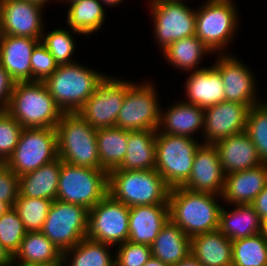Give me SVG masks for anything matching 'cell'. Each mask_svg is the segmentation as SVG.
<instances>
[{
	"label": "cell",
	"mask_w": 267,
	"mask_h": 266,
	"mask_svg": "<svg viewBox=\"0 0 267 266\" xmlns=\"http://www.w3.org/2000/svg\"><path fill=\"white\" fill-rule=\"evenodd\" d=\"M209 192L171 188L168 197L169 220L189 238L219 229L221 205Z\"/></svg>",
	"instance_id": "1"
},
{
	"label": "cell",
	"mask_w": 267,
	"mask_h": 266,
	"mask_svg": "<svg viewBox=\"0 0 267 266\" xmlns=\"http://www.w3.org/2000/svg\"><path fill=\"white\" fill-rule=\"evenodd\" d=\"M23 128H55L63 114L44 82H15L5 110Z\"/></svg>",
	"instance_id": "2"
},
{
	"label": "cell",
	"mask_w": 267,
	"mask_h": 266,
	"mask_svg": "<svg viewBox=\"0 0 267 266\" xmlns=\"http://www.w3.org/2000/svg\"><path fill=\"white\" fill-rule=\"evenodd\" d=\"M170 187L155 169L112 170L108 193L126 206L168 205Z\"/></svg>",
	"instance_id": "3"
},
{
	"label": "cell",
	"mask_w": 267,
	"mask_h": 266,
	"mask_svg": "<svg viewBox=\"0 0 267 266\" xmlns=\"http://www.w3.org/2000/svg\"><path fill=\"white\" fill-rule=\"evenodd\" d=\"M57 153L61 161L100 169L96 129L78 112H63L56 127Z\"/></svg>",
	"instance_id": "4"
},
{
	"label": "cell",
	"mask_w": 267,
	"mask_h": 266,
	"mask_svg": "<svg viewBox=\"0 0 267 266\" xmlns=\"http://www.w3.org/2000/svg\"><path fill=\"white\" fill-rule=\"evenodd\" d=\"M105 76L74 62L59 65L44 84L62 112H78Z\"/></svg>",
	"instance_id": "5"
},
{
	"label": "cell",
	"mask_w": 267,
	"mask_h": 266,
	"mask_svg": "<svg viewBox=\"0 0 267 266\" xmlns=\"http://www.w3.org/2000/svg\"><path fill=\"white\" fill-rule=\"evenodd\" d=\"M108 194V173L61 161L56 199L90 210Z\"/></svg>",
	"instance_id": "6"
},
{
	"label": "cell",
	"mask_w": 267,
	"mask_h": 266,
	"mask_svg": "<svg viewBox=\"0 0 267 266\" xmlns=\"http://www.w3.org/2000/svg\"><path fill=\"white\" fill-rule=\"evenodd\" d=\"M199 145L194 137L157 133L155 170L170 188L181 187L189 179Z\"/></svg>",
	"instance_id": "7"
},
{
	"label": "cell",
	"mask_w": 267,
	"mask_h": 266,
	"mask_svg": "<svg viewBox=\"0 0 267 266\" xmlns=\"http://www.w3.org/2000/svg\"><path fill=\"white\" fill-rule=\"evenodd\" d=\"M232 1L207 0L196 11L195 35L213 53L228 46L235 34L239 18Z\"/></svg>",
	"instance_id": "8"
},
{
	"label": "cell",
	"mask_w": 267,
	"mask_h": 266,
	"mask_svg": "<svg viewBox=\"0 0 267 266\" xmlns=\"http://www.w3.org/2000/svg\"><path fill=\"white\" fill-rule=\"evenodd\" d=\"M58 158L55 128H23L5 164L18 177Z\"/></svg>",
	"instance_id": "9"
},
{
	"label": "cell",
	"mask_w": 267,
	"mask_h": 266,
	"mask_svg": "<svg viewBox=\"0 0 267 266\" xmlns=\"http://www.w3.org/2000/svg\"><path fill=\"white\" fill-rule=\"evenodd\" d=\"M88 209L82 205L54 200L41 232L62 253L87 237Z\"/></svg>",
	"instance_id": "10"
},
{
	"label": "cell",
	"mask_w": 267,
	"mask_h": 266,
	"mask_svg": "<svg viewBox=\"0 0 267 266\" xmlns=\"http://www.w3.org/2000/svg\"><path fill=\"white\" fill-rule=\"evenodd\" d=\"M131 83L126 82V95L118 113L116 127L128 131L158 130L161 108L154 85Z\"/></svg>",
	"instance_id": "11"
},
{
	"label": "cell",
	"mask_w": 267,
	"mask_h": 266,
	"mask_svg": "<svg viewBox=\"0 0 267 266\" xmlns=\"http://www.w3.org/2000/svg\"><path fill=\"white\" fill-rule=\"evenodd\" d=\"M130 208L109 193L88 211L87 238L108 245L125 243L129 236Z\"/></svg>",
	"instance_id": "12"
},
{
	"label": "cell",
	"mask_w": 267,
	"mask_h": 266,
	"mask_svg": "<svg viewBox=\"0 0 267 266\" xmlns=\"http://www.w3.org/2000/svg\"><path fill=\"white\" fill-rule=\"evenodd\" d=\"M154 37L164 50L179 39L195 35L196 11L180 0H151Z\"/></svg>",
	"instance_id": "13"
},
{
	"label": "cell",
	"mask_w": 267,
	"mask_h": 266,
	"mask_svg": "<svg viewBox=\"0 0 267 266\" xmlns=\"http://www.w3.org/2000/svg\"><path fill=\"white\" fill-rule=\"evenodd\" d=\"M125 95L126 81L106 75L78 113L96 130L116 127Z\"/></svg>",
	"instance_id": "14"
},
{
	"label": "cell",
	"mask_w": 267,
	"mask_h": 266,
	"mask_svg": "<svg viewBox=\"0 0 267 266\" xmlns=\"http://www.w3.org/2000/svg\"><path fill=\"white\" fill-rule=\"evenodd\" d=\"M255 104L222 101L204 109V136L206 144L246 131L250 108Z\"/></svg>",
	"instance_id": "15"
},
{
	"label": "cell",
	"mask_w": 267,
	"mask_h": 266,
	"mask_svg": "<svg viewBox=\"0 0 267 266\" xmlns=\"http://www.w3.org/2000/svg\"><path fill=\"white\" fill-rule=\"evenodd\" d=\"M42 8L28 0H0L1 34L41 39Z\"/></svg>",
	"instance_id": "16"
},
{
	"label": "cell",
	"mask_w": 267,
	"mask_h": 266,
	"mask_svg": "<svg viewBox=\"0 0 267 266\" xmlns=\"http://www.w3.org/2000/svg\"><path fill=\"white\" fill-rule=\"evenodd\" d=\"M225 175L214 144H200L195 152L189 179L181 186L193 192H209L221 196Z\"/></svg>",
	"instance_id": "17"
},
{
	"label": "cell",
	"mask_w": 267,
	"mask_h": 266,
	"mask_svg": "<svg viewBox=\"0 0 267 266\" xmlns=\"http://www.w3.org/2000/svg\"><path fill=\"white\" fill-rule=\"evenodd\" d=\"M213 65L221 74L225 101L241 104H258L255 95V78L241 61L231 55H219Z\"/></svg>",
	"instance_id": "18"
},
{
	"label": "cell",
	"mask_w": 267,
	"mask_h": 266,
	"mask_svg": "<svg viewBox=\"0 0 267 266\" xmlns=\"http://www.w3.org/2000/svg\"><path fill=\"white\" fill-rule=\"evenodd\" d=\"M40 40L0 35V64L15 82L32 81L31 55Z\"/></svg>",
	"instance_id": "19"
},
{
	"label": "cell",
	"mask_w": 267,
	"mask_h": 266,
	"mask_svg": "<svg viewBox=\"0 0 267 266\" xmlns=\"http://www.w3.org/2000/svg\"><path fill=\"white\" fill-rule=\"evenodd\" d=\"M267 185V163L225 175L220 197L233 205L251 204Z\"/></svg>",
	"instance_id": "20"
},
{
	"label": "cell",
	"mask_w": 267,
	"mask_h": 266,
	"mask_svg": "<svg viewBox=\"0 0 267 266\" xmlns=\"http://www.w3.org/2000/svg\"><path fill=\"white\" fill-rule=\"evenodd\" d=\"M214 145L218 150L224 175L251 169L263 163L246 132L219 140Z\"/></svg>",
	"instance_id": "21"
},
{
	"label": "cell",
	"mask_w": 267,
	"mask_h": 266,
	"mask_svg": "<svg viewBox=\"0 0 267 266\" xmlns=\"http://www.w3.org/2000/svg\"><path fill=\"white\" fill-rule=\"evenodd\" d=\"M168 221V205H139L130 207L128 240L151 246Z\"/></svg>",
	"instance_id": "22"
},
{
	"label": "cell",
	"mask_w": 267,
	"mask_h": 266,
	"mask_svg": "<svg viewBox=\"0 0 267 266\" xmlns=\"http://www.w3.org/2000/svg\"><path fill=\"white\" fill-rule=\"evenodd\" d=\"M190 74L186 80V102L205 109L225 101L221 74L213 65L193 70Z\"/></svg>",
	"instance_id": "23"
},
{
	"label": "cell",
	"mask_w": 267,
	"mask_h": 266,
	"mask_svg": "<svg viewBox=\"0 0 267 266\" xmlns=\"http://www.w3.org/2000/svg\"><path fill=\"white\" fill-rule=\"evenodd\" d=\"M164 112L161 110L157 133L192 137V133L204 129V109L194 104L174 103Z\"/></svg>",
	"instance_id": "24"
},
{
	"label": "cell",
	"mask_w": 267,
	"mask_h": 266,
	"mask_svg": "<svg viewBox=\"0 0 267 266\" xmlns=\"http://www.w3.org/2000/svg\"><path fill=\"white\" fill-rule=\"evenodd\" d=\"M191 254L202 266H232V241L219 230L191 238Z\"/></svg>",
	"instance_id": "25"
},
{
	"label": "cell",
	"mask_w": 267,
	"mask_h": 266,
	"mask_svg": "<svg viewBox=\"0 0 267 266\" xmlns=\"http://www.w3.org/2000/svg\"><path fill=\"white\" fill-rule=\"evenodd\" d=\"M61 159L18 177L19 196L56 200Z\"/></svg>",
	"instance_id": "26"
},
{
	"label": "cell",
	"mask_w": 267,
	"mask_h": 266,
	"mask_svg": "<svg viewBox=\"0 0 267 266\" xmlns=\"http://www.w3.org/2000/svg\"><path fill=\"white\" fill-rule=\"evenodd\" d=\"M156 135L157 130L128 131L126 155L114 170L155 169Z\"/></svg>",
	"instance_id": "27"
},
{
	"label": "cell",
	"mask_w": 267,
	"mask_h": 266,
	"mask_svg": "<svg viewBox=\"0 0 267 266\" xmlns=\"http://www.w3.org/2000/svg\"><path fill=\"white\" fill-rule=\"evenodd\" d=\"M152 256L173 266L191 253V238L170 220L151 245Z\"/></svg>",
	"instance_id": "28"
},
{
	"label": "cell",
	"mask_w": 267,
	"mask_h": 266,
	"mask_svg": "<svg viewBox=\"0 0 267 266\" xmlns=\"http://www.w3.org/2000/svg\"><path fill=\"white\" fill-rule=\"evenodd\" d=\"M232 211L221 208L219 231L231 241L262 232V219L250 204L235 205Z\"/></svg>",
	"instance_id": "29"
},
{
	"label": "cell",
	"mask_w": 267,
	"mask_h": 266,
	"mask_svg": "<svg viewBox=\"0 0 267 266\" xmlns=\"http://www.w3.org/2000/svg\"><path fill=\"white\" fill-rule=\"evenodd\" d=\"M63 253L41 232H27L13 264L62 265Z\"/></svg>",
	"instance_id": "30"
},
{
	"label": "cell",
	"mask_w": 267,
	"mask_h": 266,
	"mask_svg": "<svg viewBox=\"0 0 267 266\" xmlns=\"http://www.w3.org/2000/svg\"><path fill=\"white\" fill-rule=\"evenodd\" d=\"M128 130L118 127L99 128L96 130V141L100 169L107 173L117 169L127 152Z\"/></svg>",
	"instance_id": "31"
},
{
	"label": "cell",
	"mask_w": 267,
	"mask_h": 266,
	"mask_svg": "<svg viewBox=\"0 0 267 266\" xmlns=\"http://www.w3.org/2000/svg\"><path fill=\"white\" fill-rule=\"evenodd\" d=\"M69 5L67 22L74 34L89 35L100 30L105 11L99 0H79Z\"/></svg>",
	"instance_id": "32"
},
{
	"label": "cell",
	"mask_w": 267,
	"mask_h": 266,
	"mask_svg": "<svg viewBox=\"0 0 267 266\" xmlns=\"http://www.w3.org/2000/svg\"><path fill=\"white\" fill-rule=\"evenodd\" d=\"M107 247L110 246L87 237L83 238L78 244L63 253L62 266H67L69 263L68 266H115V259ZM68 256L72 257V260L67 262Z\"/></svg>",
	"instance_id": "33"
},
{
	"label": "cell",
	"mask_w": 267,
	"mask_h": 266,
	"mask_svg": "<svg viewBox=\"0 0 267 266\" xmlns=\"http://www.w3.org/2000/svg\"><path fill=\"white\" fill-rule=\"evenodd\" d=\"M161 51L165 60L186 71L196 69L203 55L212 53L196 35L174 41Z\"/></svg>",
	"instance_id": "34"
},
{
	"label": "cell",
	"mask_w": 267,
	"mask_h": 266,
	"mask_svg": "<svg viewBox=\"0 0 267 266\" xmlns=\"http://www.w3.org/2000/svg\"><path fill=\"white\" fill-rule=\"evenodd\" d=\"M232 266H267V236L261 232L232 241Z\"/></svg>",
	"instance_id": "35"
},
{
	"label": "cell",
	"mask_w": 267,
	"mask_h": 266,
	"mask_svg": "<svg viewBox=\"0 0 267 266\" xmlns=\"http://www.w3.org/2000/svg\"><path fill=\"white\" fill-rule=\"evenodd\" d=\"M52 200L17 196L13 207L24 224L27 232L41 231L49 213Z\"/></svg>",
	"instance_id": "36"
},
{
	"label": "cell",
	"mask_w": 267,
	"mask_h": 266,
	"mask_svg": "<svg viewBox=\"0 0 267 266\" xmlns=\"http://www.w3.org/2000/svg\"><path fill=\"white\" fill-rule=\"evenodd\" d=\"M257 149L263 163H267V103L253 105L247 117L245 131Z\"/></svg>",
	"instance_id": "37"
},
{
	"label": "cell",
	"mask_w": 267,
	"mask_h": 266,
	"mask_svg": "<svg viewBox=\"0 0 267 266\" xmlns=\"http://www.w3.org/2000/svg\"><path fill=\"white\" fill-rule=\"evenodd\" d=\"M27 231L14 207L0 217V243L14 257Z\"/></svg>",
	"instance_id": "38"
},
{
	"label": "cell",
	"mask_w": 267,
	"mask_h": 266,
	"mask_svg": "<svg viewBox=\"0 0 267 266\" xmlns=\"http://www.w3.org/2000/svg\"><path fill=\"white\" fill-rule=\"evenodd\" d=\"M70 33L69 30L56 29L48 34H42L41 43L55 58L58 65L75 62L71 58L75 50V40H73V36Z\"/></svg>",
	"instance_id": "39"
},
{
	"label": "cell",
	"mask_w": 267,
	"mask_h": 266,
	"mask_svg": "<svg viewBox=\"0 0 267 266\" xmlns=\"http://www.w3.org/2000/svg\"><path fill=\"white\" fill-rule=\"evenodd\" d=\"M23 127L8 112L0 111V163H5L16 148Z\"/></svg>",
	"instance_id": "40"
},
{
	"label": "cell",
	"mask_w": 267,
	"mask_h": 266,
	"mask_svg": "<svg viewBox=\"0 0 267 266\" xmlns=\"http://www.w3.org/2000/svg\"><path fill=\"white\" fill-rule=\"evenodd\" d=\"M115 254V266H143L152 256L151 246L126 241Z\"/></svg>",
	"instance_id": "41"
},
{
	"label": "cell",
	"mask_w": 267,
	"mask_h": 266,
	"mask_svg": "<svg viewBox=\"0 0 267 266\" xmlns=\"http://www.w3.org/2000/svg\"><path fill=\"white\" fill-rule=\"evenodd\" d=\"M58 66L55 58L40 41L31 55L32 81L44 82Z\"/></svg>",
	"instance_id": "42"
},
{
	"label": "cell",
	"mask_w": 267,
	"mask_h": 266,
	"mask_svg": "<svg viewBox=\"0 0 267 266\" xmlns=\"http://www.w3.org/2000/svg\"><path fill=\"white\" fill-rule=\"evenodd\" d=\"M18 194V176L5 163H0V199L13 207Z\"/></svg>",
	"instance_id": "43"
},
{
	"label": "cell",
	"mask_w": 267,
	"mask_h": 266,
	"mask_svg": "<svg viewBox=\"0 0 267 266\" xmlns=\"http://www.w3.org/2000/svg\"><path fill=\"white\" fill-rule=\"evenodd\" d=\"M14 85L15 81L0 64V111L6 110Z\"/></svg>",
	"instance_id": "44"
},
{
	"label": "cell",
	"mask_w": 267,
	"mask_h": 266,
	"mask_svg": "<svg viewBox=\"0 0 267 266\" xmlns=\"http://www.w3.org/2000/svg\"><path fill=\"white\" fill-rule=\"evenodd\" d=\"M250 205L255 209L261 219L267 216V185Z\"/></svg>",
	"instance_id": "45"
},
{
	"label": "cell",
	"mask_w": 267,
	"mask_h": 266,
	"mask_svg": "<svg viewBox=\"0 0 267 266\" xmlns=\"http://www.w3.org/2000/svg\"><path fill=\"white\" fill-rule=\"evenodd\" d=\"M13 257L7 252V250L0 243V266H12Z\"/></svg>",
	"instance_id": "46"
},
{
	"label": "cell",
	"mask_w": 267,
	"mask_h": 266,
	"mask_svg": "<svg viewBox=\"0 0 267 266\" xmlns=\"http://www.w3.org/2000/svg\"><path fill=\"white\" fill-rule=\"evenodd\" d=\"M173 266H202L199 261L190 253L186 258Z\"/></svg>",
	"instance_id": "47"
},
{
	"label": "cell",
	"mask_w": 267,
	"mask_h": 266,
	"mask_svg": "<svg viewBox=\"0 0 267 266\" xmlns=\"http://www.w3.org/2000/svg\"><path fill=\"white\" fill-rule=\"evenodd\" d=\"M143 266H169V265L151 256L150 259Z\"/></svg>",
	"instance_id": "48"
},
{
	"label": "cell",
	"mask_w": 267,
	"mask_h": 266,
	"mask_svg": "<svg viewBox=\"0 0 267 266\" xmlns=\"http://www.w3.org/2000/svg\"><path fill=\"white\" fill-rule=\"evenodd\" d=\"M9 208H11V206L7 203V202H5V201H3V200H1L0 199V217L9 209Z\"/></svg>",
	"instance_id": "49"
},
{
	"label": "cell",
	"mask_w": 267,
	"mask_h": 266,
	"mask_svg": "<svg viewBox=\"0 0 267 266\" xmlns=\"http://www.w3.org/2000/svg\"><path fill=\"white\" fill-rule=\"evenodd\" d=\"M101 3L102 2H104V3H102V4H105V5H109V6H115L116 4H120V3H122V1L123 0H99Z\"/></svg>",
	"instance_id": "50"
},
{
	"label": "cell",
	"mask_w": 267,
	"mask_h": 266,
	"mask_svg": "<svg viewBox=\"0 0 267 266\" xmlns=\"http://www.w3.org/2000/svg\"><path fill=\"white\" fill-rule=\"evenodd\" d=\"M12 266H62V265H48V264H12Z\"/></svg>",
	"instance_id": "51"
},
{
	"label": "cell",
	"mask_w": 267,
	"mask_h": 266,
	"mask_svg": "<svg viewBox=\"0 0 267 266\" xmlns=\"http://www.w3.org/2000/svg\"><path fill=\"white\" fill-rule=\"evenodd\" d=\"M262 233L267 236V216L262 219Z\"/></svg>",
	"instance_id": "52"
},
{
	"label": "cell",
	"mask_w": 267,
	"mask_h": 266,
	"mask_svg": "<svg viewBox=\"0 0 267 266\" xmlns=\"http://www.w3.org/2000/svg\"><path fill=\"white\" fill-rule=\"evenodd\" d=\"M28 1L35 3V4H38L41 7H44V4L48 3V1H50V0H28Z\"/></svg>",
	"instance_id": "53"
},
{
	"label": "cell",
	"mask_w": 267,
	"mask_h": 266,
	"mask_svg": "<svg viewBox=\"0 0 267 266\" xmlns=\"http://www.w3.org/2000/svg\"><path fill=\"white\" fill-rule=\"evenodd\" d=\"M64 1H66L67 3H70L71 4V3L76 2V1H79V0H64Z\"/></svg>",
	"instance_id": "54"
}]
</instances>
